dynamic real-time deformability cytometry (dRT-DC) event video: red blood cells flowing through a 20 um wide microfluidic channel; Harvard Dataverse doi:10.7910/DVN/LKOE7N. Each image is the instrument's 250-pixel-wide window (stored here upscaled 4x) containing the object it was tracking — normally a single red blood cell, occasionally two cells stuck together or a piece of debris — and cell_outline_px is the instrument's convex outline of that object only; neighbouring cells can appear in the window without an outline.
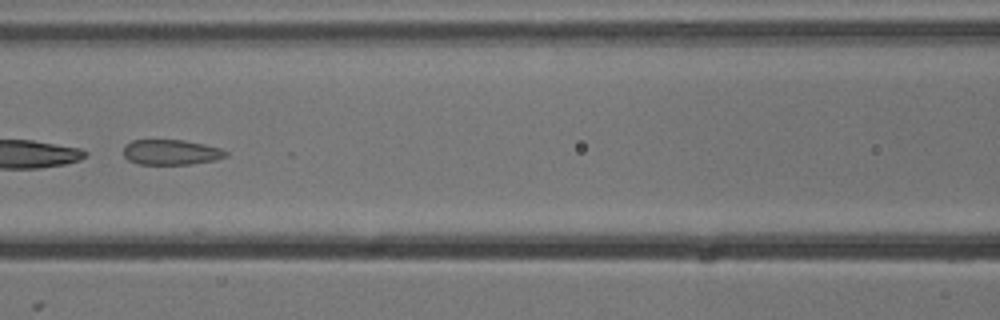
{"species": "common noctule bat (a hibernating species)", "species_latin": "Nyctalus noctula", "temperature_condition": "cold", "stored_images_in_passage": 3, "camera_frame_rate_fps": 3000, "um_per_image_px": 0.085, "animal": {"sex": "male", "body_mass_g": 13.3}, "frame": {"image": 1, "passage_image": 3, "time_ms": 0.667, "image_size_px": [1000, 320], "cell_outline_px": [[228, 156], [216, 160], [192, 164], [140, 164], [128, 160], [124, 156], [124, 144], [132, 140], [184, 140], [204, 144], [220, 148], [228, 152]], "centroid_in_image_um": [14.55, 12.94], "position_along_channel_um": 152.0, "area_um2": 15.14}}